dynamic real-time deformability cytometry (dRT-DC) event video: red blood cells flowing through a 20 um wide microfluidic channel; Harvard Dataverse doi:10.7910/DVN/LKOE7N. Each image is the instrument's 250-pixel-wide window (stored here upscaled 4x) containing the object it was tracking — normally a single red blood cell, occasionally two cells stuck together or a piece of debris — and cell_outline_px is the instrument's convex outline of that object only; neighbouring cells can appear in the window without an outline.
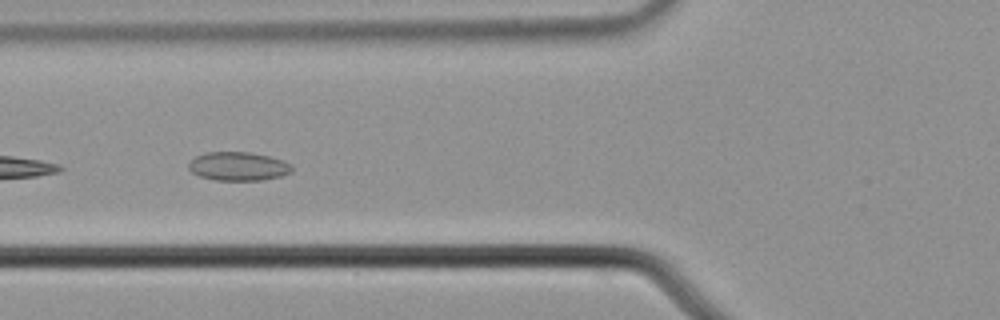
{"species": "common noctule bat (a hibernating species)", "species_latin": "Nyctalus noctula", "temperature_condition": "cold", "stored_images_in_passage": 13, "camera_frame_rate_fps": 3000, "um_per_image_px": 0.085, "animal": {"sex": "male", "body_mass_g": 21.5, "forearm_length_mm": 52.0}, "frame": {"image": 1, "passage_image": 4, "time_ms": 1.0, "image_size_px": [1000, 320], "cell_outline_px": [[292, 172], [280, 176], [260, 180], [216, 180], [200, 176], [192, 172], [188, 168], [188, 164], [196, 156], [208, 152], [252, 152], [284, 160], [292, 164]], "centroid_in_image_um": [20.28, 14.13], "position_along_channel_um": 105.5, "area_um2": 17.22}}
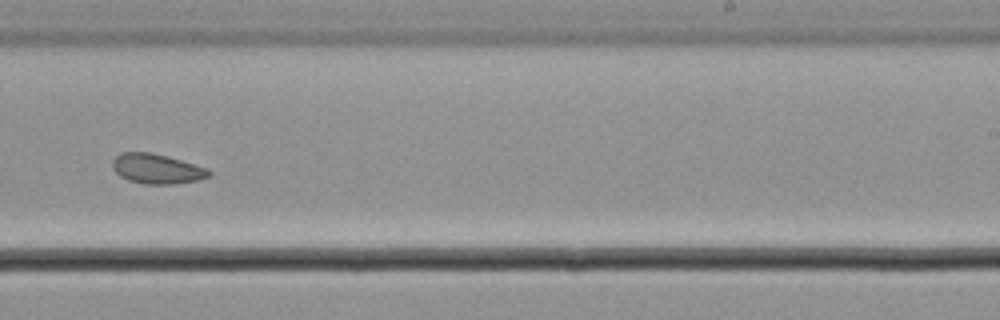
{"frame": {"image": 2, "passage_image": 8, "time_ms": 2.333, "image_size_px": [1000, 320], "cell_outline_px": [[212, 176], [200, 180], [176, 184], [144, 184], [128, 180], [120, 176], [112, 168], [112, 160], [120, 152], [148, 152], [168, 156], [208, 168], [212, 172]], "centroid_in_image_um": [13.36, 14.35], "position_along_channel_um": 275.6, "area_um2": 17.05}}
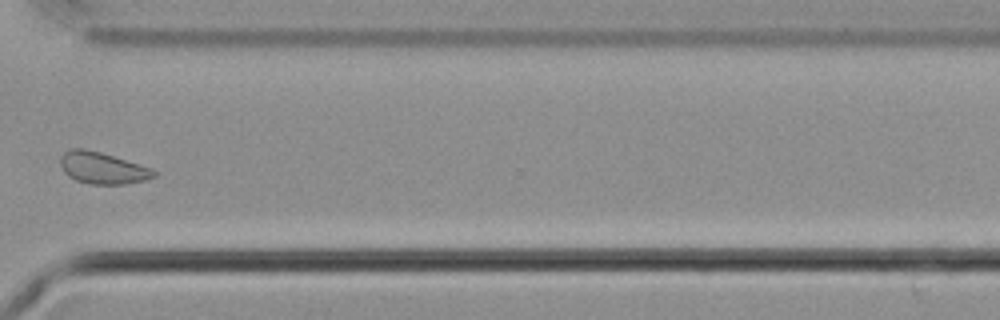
{"frame": {"image": 3, "passage_image": 10, "time_ms": 3.0, "image_size_px": [1000, 320], "cell_outline_px": [[160, 172], [156, 176], [144, 180], [124, 184], [88, 184], [76, 180], [68, 176], [64, 172], [60, 164], [60, 156], [64, 152], [72, 148], [84, 148], [100, 152], [152, 168]], "centroid_in_image_um": [8.72, 14.28], "position_along_channel_um": 361.9, "area_um2": 17.34}}